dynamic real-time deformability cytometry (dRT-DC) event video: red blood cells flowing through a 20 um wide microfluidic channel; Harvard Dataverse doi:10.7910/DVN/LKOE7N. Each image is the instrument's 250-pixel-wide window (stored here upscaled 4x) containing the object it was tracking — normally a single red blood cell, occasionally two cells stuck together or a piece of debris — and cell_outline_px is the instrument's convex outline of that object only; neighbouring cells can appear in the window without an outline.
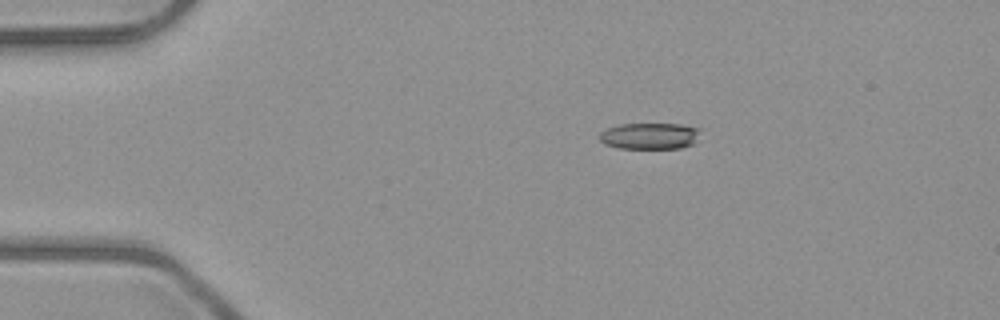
{"species": "common noctule bat (a hibernating species)", "species_latin": "Nyctalus noctula", "temperature_condition": "room temperature", "stored_images_in_passage": 3, "camera_frame_rate_fps": 3000, "um_per_image_px": 0.085, "animal": {"sex": "male", "body_mass_g": 23.1, "forearm_length_mm": 52.7}, "frame": {"image": 1, "passage_image": 1, "time_ms": 0.0, "image_size_px": [1000, 320], "cell_outline_px": [[700, 128], [692, 144], [680, 148], [620, 148], [604, 144], [600, 140], [600, 132], [608, 128], [620, 124], [680, 124]], "centroid_in_image_um": [55.19, 11.55], "position_along_channel_um": 29.8, "area_um2": 15.26}}